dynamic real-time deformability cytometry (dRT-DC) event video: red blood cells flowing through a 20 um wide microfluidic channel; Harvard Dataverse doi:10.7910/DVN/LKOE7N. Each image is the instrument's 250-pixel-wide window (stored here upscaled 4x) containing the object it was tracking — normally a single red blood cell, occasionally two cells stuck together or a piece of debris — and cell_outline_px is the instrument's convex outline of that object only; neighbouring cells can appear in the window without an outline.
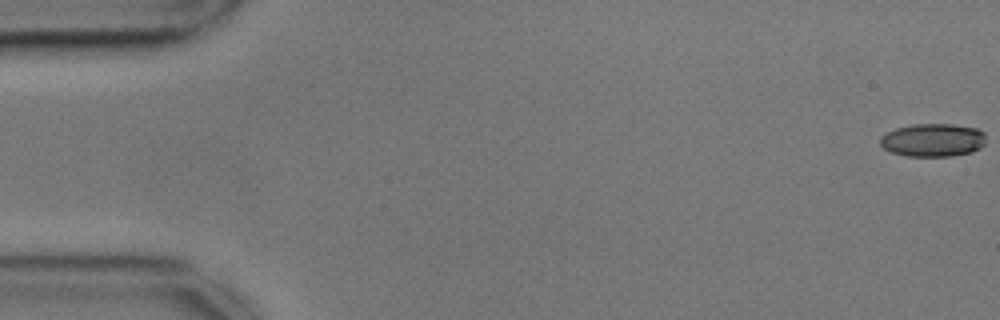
{"species": "common noctule bat (a hibernating species)", "species_latin": "Nyctalus noctula", "temperature_condition": "cold", "stored_images_in_passage": 51, "camera_frame_rate_fps": 3000, "um_per_image_px": 0.085, "animal": {"sex": "male", "body_mass_g": 17.9, "forearm_length_mm": 54.2}, "frame": {"image": 1, "passage_image": 1, "time_ms": 0.0, "image_size_px": [1000, 320], "cell_outline_px": [[984, 144], [980, 148], [972, 152], [952, 156], [908, 156], [892, 152], [884, 148], [880, 144], [880, 136], [896, 128], [912, 124], [952, 124], [976, 128], [984, 132]], "centroid_in_image_um": [79.3, 11.9], "position_along_channel_um": 5.7, "area_um2": 20.4}}
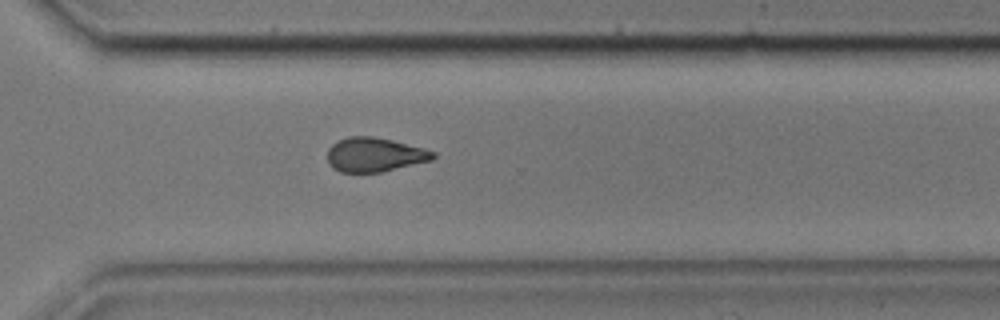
{"frame": {"image": 2, "passage_image": 40, "time_ms": 13.0, "image_size_px": [1000, 320], "cell_outline_px": [[436, 156], [432, 160], [380, 172], [340, 172], [332, 168], [328, 164], [328, 148], [332, 144], [348, 136], [372, 136], [392, 140], [424, 148], [436, 152]], "centroid_in_image_um": [31.84, 13.15], "position_along_channel_um": 338.8, "area_um2": 21.04}}
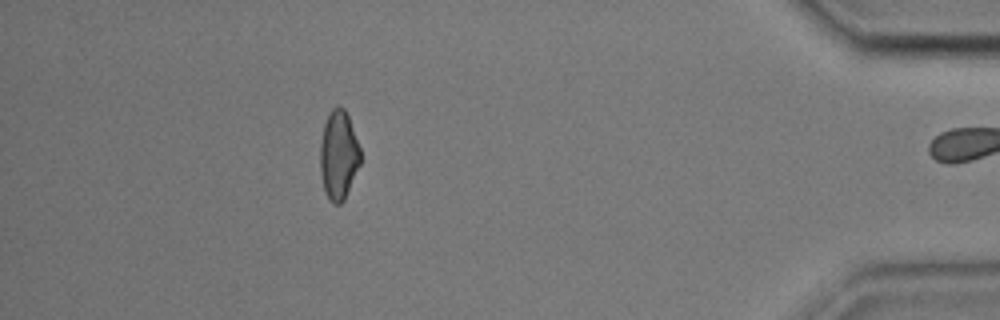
{"frame": {"image": 3, "passage_image": 50, "time_ms": 16.333, "image_size_px": [1000, 320], "cell_outline_px": [[360, 164], [344, 200], [340, 204], [332, 204], [328, 200], [324, 192], [320, 172], [320, 144], [324, 124], [332, 108], [336, 104], [344, 108], [348, 116], [360, 148]], "centroid_in_image_um": [28.76, 13.21], "position_along_channel_um": 406.4, "area_um2": 20.98}, "authors_computed_cell_mechanics": {"area_um2": 21.6172, "velocity_mm_per_s": 3.5949, "shape_relaxation_time_tau1_ms": 6.9317, "shape_relaxation_time_tau2_ms": 3.4987, "deformation_change_tau1": 0.1564, "deformation_change_tau2": 0.103}}